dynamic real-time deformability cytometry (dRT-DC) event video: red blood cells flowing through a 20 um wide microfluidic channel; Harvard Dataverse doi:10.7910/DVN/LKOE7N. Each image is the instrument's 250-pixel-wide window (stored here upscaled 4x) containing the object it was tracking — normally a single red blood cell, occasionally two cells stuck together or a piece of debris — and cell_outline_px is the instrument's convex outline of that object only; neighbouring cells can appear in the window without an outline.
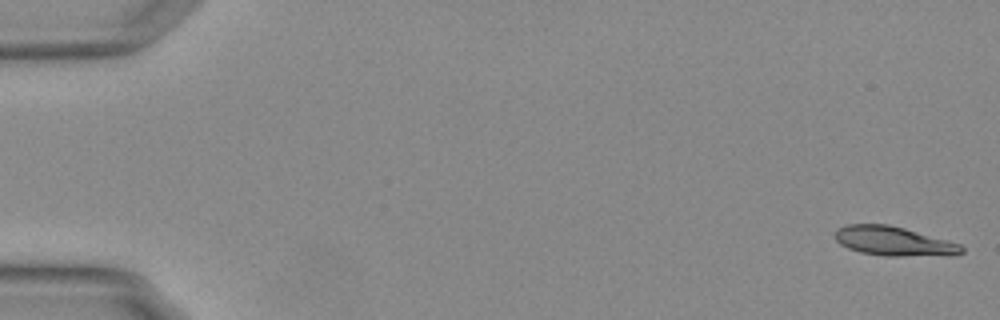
{"species": "Egyptian fruit bat (a non-hibernating species)", "species_latin": "Rousettus aegyptiacus", "temperature_condition": "warm", "stored_images_in_passage": 55, "camera_frame_rate_fps": 3000, "um_per_image_px": 0.085, "animal": {"sex": "female"}, "frame": {"image": 1, "passage_image": 1, "time_ms": 0.0, "image_size_px": [1000, 320], "cell_outline_px": [[964, 252], [956, 256], [884, 256], [860, 252], [848, 248], [840, 244], [836, 240], [836, 228], [848, 224], [888, 224], [904, 228], [960, 244], [964, 248]], "centroid_in_image_um": [76.0, 20.52], "position_along_channel_um": 9.0, "area_um2": 21.73}}
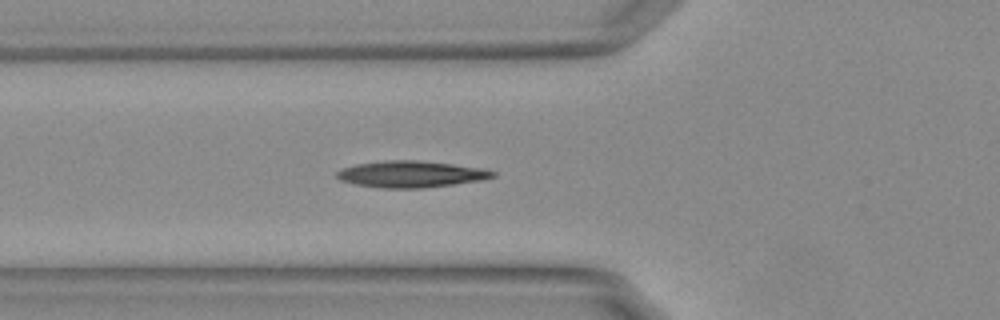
{"frame": {"image": 2, "passage_image": 20, "time_ms": 6.333, "image_size_px": [1000, 320], "cell_outline_px": [[496, 176], [484, 180], [424, 188], [380, 188], [356, 184], [340, 180], [336, 176], [336, 172], [340, 168], [356, 164], [384, 160], [416, 160], [452, 164], [484, 168], [496, 172]], "centroid_in_image_um": [34.94, 14.8], "position_along_channel_um": 90.9, "area_um2": 24.28}}
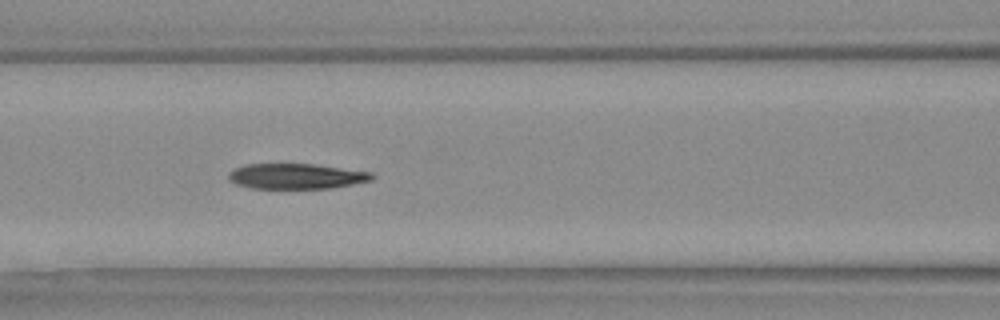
{"frame": {"image": 3, "passage_image": 24, "time_ms": 7.667, "image_size_px": [1000, 320], "cell_outline_px": [[372, 180], [332, 188], [252, 188], [236, 184], [228, 180], [228, 172], [244, 164], [316, 164], [372, 172]], "centroid_in_image_um": [25.15, 14.97], "position_along_channel_um": 141.4, "area_um2": 21.15}, "authors_computed_cell_mechanics": {"area_um2": 22.4842, "velocity_mm_per_s": 3.7597, "shape_relaxation_time_tau1_ms": null, "shape_relaxation_time_tau2_ms": 6.16, "deformation_change_tau1": null, "deformation_change_tau2": 0.1268}}